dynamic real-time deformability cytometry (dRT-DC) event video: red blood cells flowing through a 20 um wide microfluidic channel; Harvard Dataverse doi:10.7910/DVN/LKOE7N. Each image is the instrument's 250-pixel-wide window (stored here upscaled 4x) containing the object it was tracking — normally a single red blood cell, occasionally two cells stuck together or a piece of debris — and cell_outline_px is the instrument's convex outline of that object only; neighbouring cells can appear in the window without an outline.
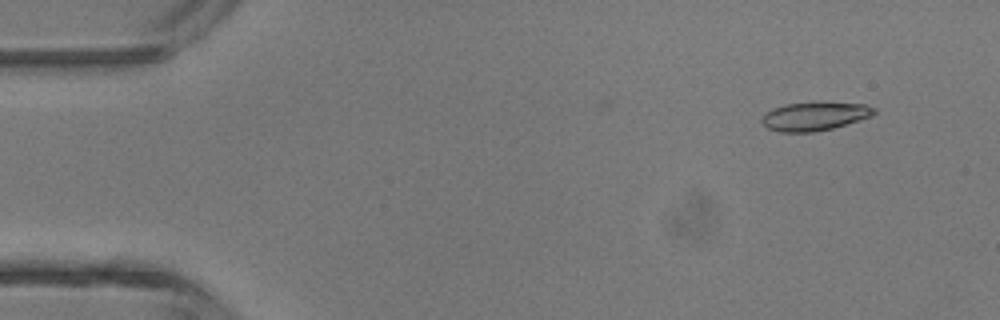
{"species": "common noctule bat (a hibernating species)", "species_latin": "Nyctalus noctula", "temperature_condition": "room temperature", "stored_images_in_passage": 44, "camera_frame_rate_fps": 3000, "um_per_image_px": 0.085, "animal": {"sex": "male", "body_mass_g": 13.3}, "frame": {"image": 1, "passage_image": 3, "time_ms": 0.667, "image_size_px": [1000, 320], "cell_outline_px": [[876, 112], [872, 116], [832, 128], [812, 132], [780, 132], [768, 128], [760, 120], [772, 108], [784, 104], [864, 104], [876, 108]], "centroid_in_image_um": [69.23, 9.91], "position_along_channel_um": 15.8, "area_um2": 17.92}}
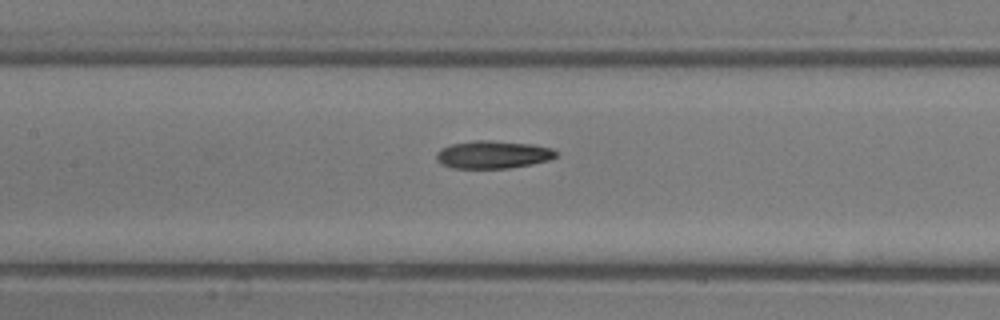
{"frame": {"image": 2, "passage_image": 20, "time_ms": 6.333, "image_size_px": [1000, 320], "cell_outline_px": [[560, 156], [548, 160], [532, 164], [508, 168], [452, 168], [440, 164], [436, 160], [436, 152], [440, 148], [452, 144], [476, 140], [488, 140], [532, 144], [552, 148]], "centroid_in_image_um": [41.89, 13.14], "position_along_channel_um": 165.5, "area_um2": 19.48}}
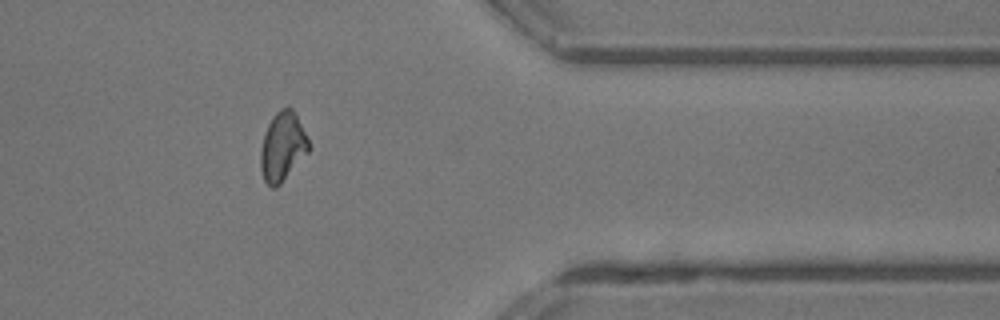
{"frame": {"image": 3, "passage_image": 36, "time_ms": 11.667, "image_size_px": [1000, 320], "cell_outline_px": [[308, 152], [280, 184], [276, 188], [272, 188], [264, 180], [260, 168], [260, 148], [264, 132], [272, 116], [280, 108], [292, 108], [308, 140]], "centroid_in_image_um": [23.97, 12.48], "position_along_channel_um": 387.4, "area_um2": 19.07}, "authors_computed_cell_mechanics": {"area_um2": 18.8717, "velocity_mm_per_s": 4.5116, "shape_relaxation_time_tau1_ms": 7.2528, "shape_relaxation_time_tau2_ms": 6.0573, "deformation_change_tau1": 0.2263, "deformation_change_tau2": 0.1694}}